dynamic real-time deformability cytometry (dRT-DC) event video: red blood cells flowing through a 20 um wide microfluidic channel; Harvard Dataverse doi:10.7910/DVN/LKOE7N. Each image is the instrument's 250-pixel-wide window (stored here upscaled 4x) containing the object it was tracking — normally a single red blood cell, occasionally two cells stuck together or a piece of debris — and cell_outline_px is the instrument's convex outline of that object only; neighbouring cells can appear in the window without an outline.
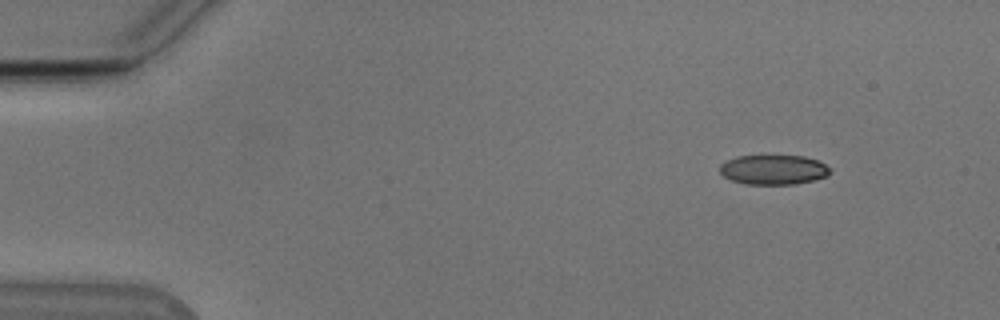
{"species": "Egyptian fruit bat (a non-hibernating species)", "species_latin": "Rousettus aegyptiacus", "temperature_condition": "cold", "stored_images_in_passage": 48, "camera_frame_rate_fps": 3000, "um_per_image_px": 0.085, "animal": {"sex": "male"}, "frame": {"image": 1, "passage_image": 1, "time_ms": 0.0, "image_size_px": [1000, 320], "cell_outline_px": [[828, 176], [816, 180], [796, 184], [744, 184], [732, 180], [724, 176], [720, 172], [720, 164], [736, 156], [804, 156], [816, 160], [824, 164], [828, 168]], "centroid_in_image_um": [65.73, 14.43], "position_along_channel_um": 19.3, "area_um2": 18.96}}
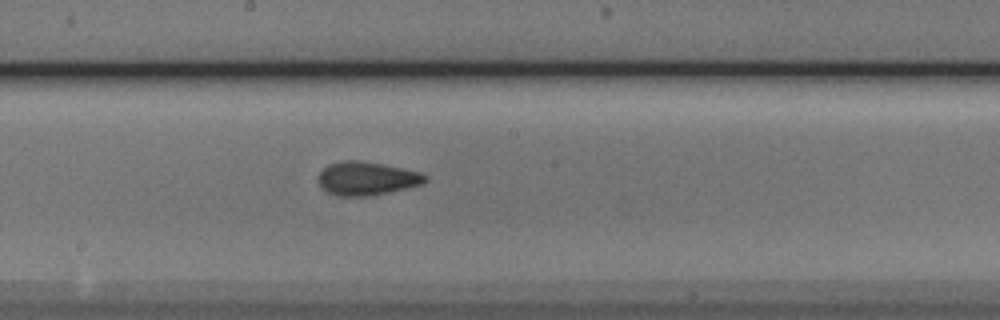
{"frame": {"image": 2, "passage_image": 24, "time_ms": 7.667, "image_size_px": [1000, 320], "cell_outline_px": [[428, 180], [420, 184], [388, 192], [364, 196], [336, 196], [320, 188], [316, 180], [316, 176], [328, 164], [340, 160], [360, 160], [384, 164], [404, 168], [420, 172], [428, 176]], "centroid_in_image_um": [31.1, 15.15], "position_along_channel_um": 217.1, "area_um2": 21.1}}
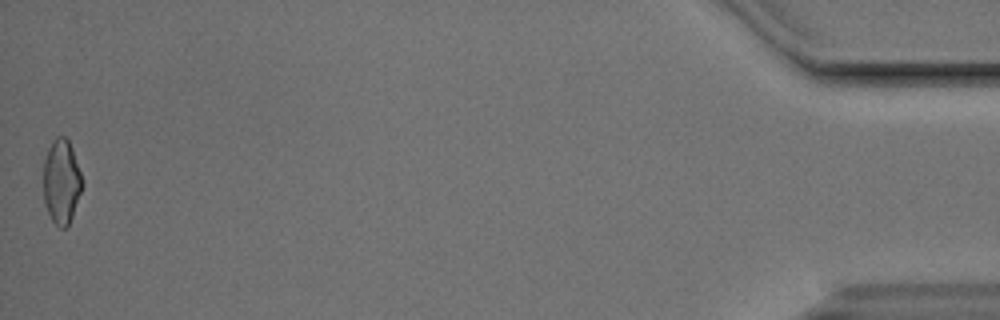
{"frame": {"image": 3, "passage_image": 48, "time_ms": 15.667, "image_size_px": [1000, 320], "cell_outline_px": [[84, 184], [72, 216], [68, 224], [64, 228], [60, 228], [52, 220], [44, 204], [44, 160], [48, 148], [52, 140], [56, 136], [64, 136], [68, 140], [72, 148]], "centroid_in_image_um": [5.22, 15.42], "position_along_channel_um": 430.0, "area_um2": 19.02}, "authors_computed_cell_mechanics": {"area_um2": 19.7098, "velocity_mm_per_s": 3.8546, "shape_relaxation_time_tau1_ms": 8.9229, "shape_relaxation_time_tau2_ms": 2.7703, "deformation_change_tau1": 0.1811, "deformation_change_tau2": 0.0975}}